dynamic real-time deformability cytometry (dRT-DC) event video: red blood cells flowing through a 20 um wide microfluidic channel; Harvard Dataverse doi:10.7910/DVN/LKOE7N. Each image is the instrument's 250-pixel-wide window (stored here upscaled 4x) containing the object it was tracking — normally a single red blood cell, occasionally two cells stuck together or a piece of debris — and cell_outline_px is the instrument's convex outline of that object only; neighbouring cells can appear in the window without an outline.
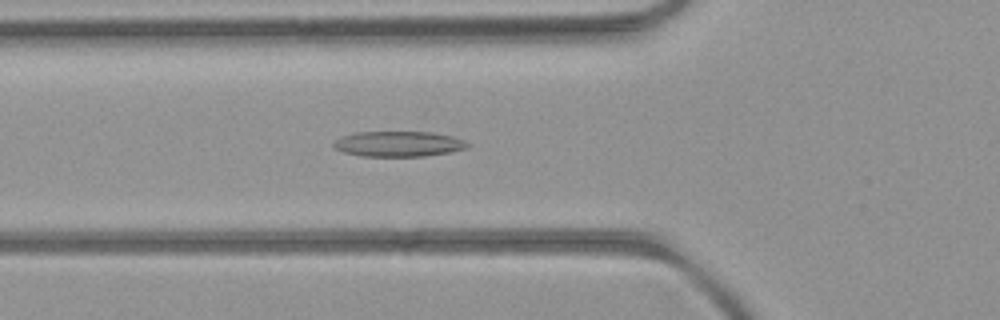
{"species": "common noctule bat (a hibernating species)", "species_latin": "Nyctalus noctula", "temperature_condition": "room temperature", "stored_images_in_passage": 33, "camera_frame_rate_fps": 3000, "um_per_image_px": 0.085, "animal": {"sex": "female", "body_mass_g": 21.9}, "frame": {"image": 1, "passage_image": 6, "time_ms": 1.667, "image_size_px": [1000, 320], "cell_outline_px": [[468, 148], [448, 152], [424, 156], [360, 156], [344, 152], [336, 148], [332, 144], [340, 136], [356, 132], [432, 132], [452, 136], [464, 140], [468, 144]], "centroid_in_image_um": [33.86, 12.23], "position_along_channel_um": 91.9, "area_um2": 19.71}}
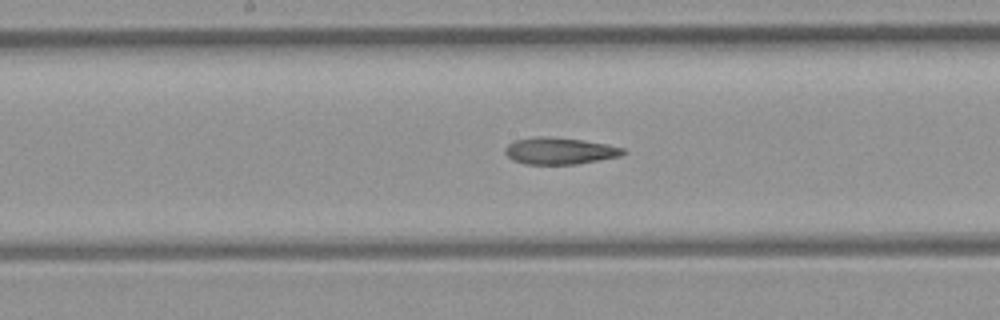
{"frame": {"image": 2, "passage_image": 14, "time_ms": 4.333, "image_size_px": [1000, 320], "cell_outline_px": [[628, 152], [620, 156], [576, 164], [524, 164], [512, 160], [504, 152], [504, 148], [508, 144], [516, 140], [536, 136], [544, 136], [580, 140], [608, 144], [624, 148]], "centroid_in_image_um": [47.56, 12.83], "position_along_channel_um": 200.6, "area_um2": 18.38}}
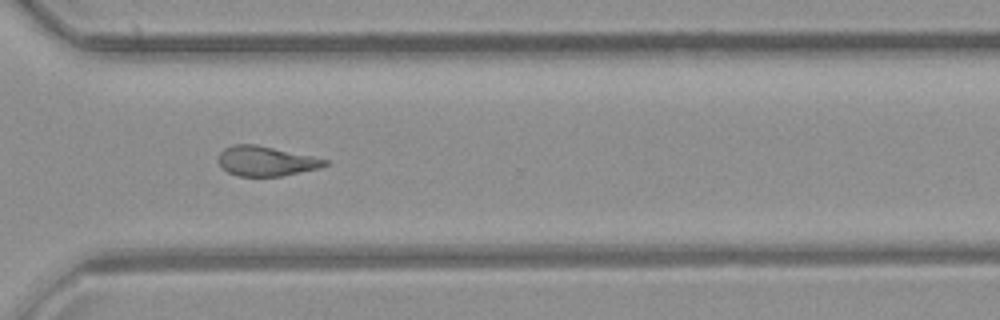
{"frame": {"image": 3, "passage_image": 25, "time_ms": 8.0, "image_size_px": [1000, 320], "cell_outline_px": [[328, 164], [320, 168], [284, 176], [236, 176], [228, 172], [220, 164], [220, 152], [224, 148], [232, 144], [256, 144], [328, 160]], "centroid_in_image_um": [22.61, 13.7], "position_along_channel_um": 348.0, "area_um2": 18.32}, "authors_computed_cell_mechanics": {"area_um2": 18.9006, "velocity_mm_per_s": 4.0418, "shape_relaxation_time_tau1_ms": null, "shape_relaxation_time_tau2_ms": 4.3898, "deformation_change_tau1": null, "deformation_change_tau2": 0.143}}